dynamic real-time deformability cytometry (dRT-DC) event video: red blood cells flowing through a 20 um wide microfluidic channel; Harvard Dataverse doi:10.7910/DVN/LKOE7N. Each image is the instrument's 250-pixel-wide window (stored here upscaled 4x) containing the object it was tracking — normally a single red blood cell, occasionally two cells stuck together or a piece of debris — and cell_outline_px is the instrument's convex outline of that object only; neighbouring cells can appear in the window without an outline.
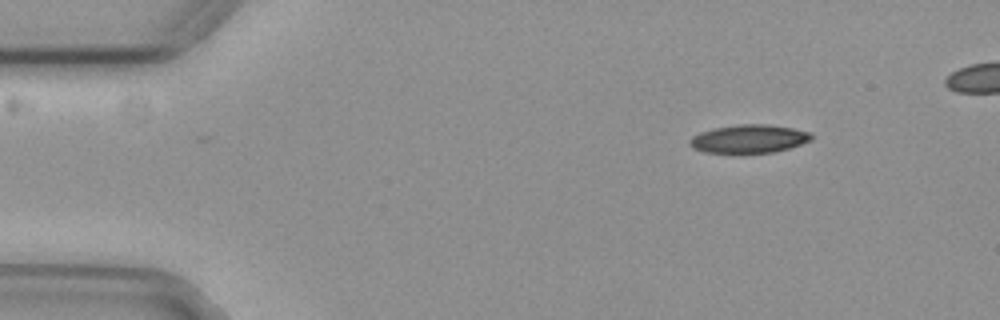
{"species": "common noctule bat (a hibernating species)", "species_latin": "Nyctalus noctula", "temperature_condition": "cold", "stored_images_in_passage": 48, "camera_frame_rate_fps": 3000, "um_per_image_px": 0.085, "animal": {"sex": "female", "body_mass_g": 29.2, "forearm_length_mm": 56.3}, "frame": {"image": 1, "passage_image": 3, "time_ms": 0.667, "image_size_px": [1000, 320], "cell_outline_px": [[812, 140], [788, 148], [772, 152], [740, 156], [736, 156], [704, 152], [692, 148], [688, 144], [688, 140], [692, 136], [700, 132], [712, 128], [736, 124], [768, 124], [792, 128], [812, 132]], "centroid_in_image_um": [63.59, 11.84], "position_along_channel_um": 21.4, "area_um2": 21.1}}
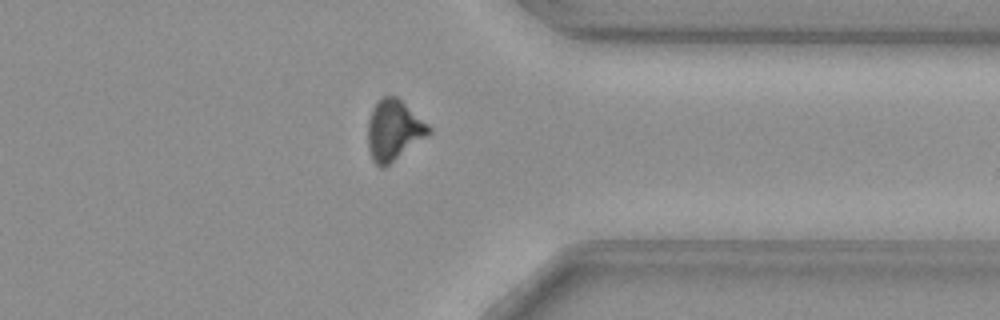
{"frame": {"image": 2, "passage_image": 39, "time_ms": 12.667, "image_size_px": [1000, 320], "cell_outline_px": [[432, 132], [384, 168], [380, 168], [372, 160], [368, 148], [368, 120], [372, 108], [384, 96], [396, 96], [428, 124], [432, 128]], "centroid_in_image_um": [33.46, 11.08], "position_along_channel_um": 377.9, "area_um2": 21.27}}
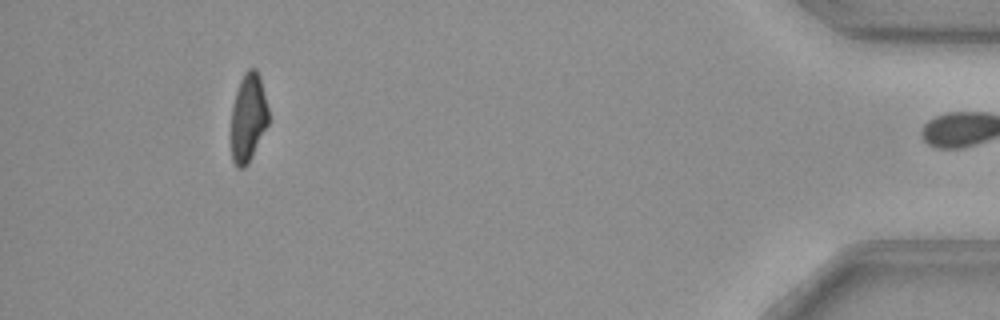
{"frame": {"image": 3, "passage_image": 47, "time_ms": 15.333, "image_size_px": [1000, 320], "cell_outline_px": [[268, 124], [248, 164], [244, 168], [236, 168], [232, 160], [232, 104], [240, 80], [244, 72], [248, 68], [256, 68], [260, 76], [268, 108]], "centroid_in_image_um": [21.1, 9.99], "position_along_channel_um": 414.1, "area_um2": 19.19}, "authors_computed_cell_mechanics": {"area_um2": 21.4438, "velocity_mm_per_s": 3.7182, "shape_relaxation_time_tau1_ms": 7.9042, "shape_relaxation_time_tau2_ms": null, "deformation_change_tau1": 0.1747, "deformation_change_tau2": null}}